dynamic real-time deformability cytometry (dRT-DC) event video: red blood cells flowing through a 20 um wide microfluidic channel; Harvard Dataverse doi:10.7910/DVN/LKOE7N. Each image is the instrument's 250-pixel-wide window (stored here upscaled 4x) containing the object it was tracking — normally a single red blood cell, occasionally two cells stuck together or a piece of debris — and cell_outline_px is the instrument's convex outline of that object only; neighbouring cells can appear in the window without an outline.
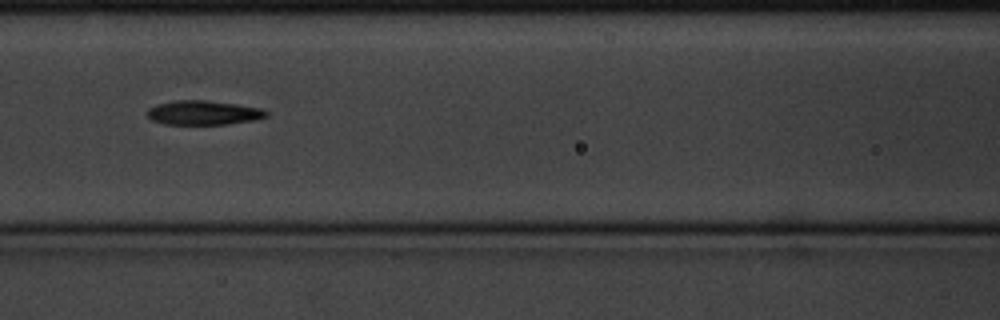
{"species": "common noctule bat (a hibernating species)", "species_latin": "Nyctalus noctula", "temperature_condition": "cold", "stored_images_in_passage": 14, "segment_of_instrument_passage": [1, 2], "camera_frame_rate_fps": 3000, "um_per_image_px": 0.085, "animal": {"sex": "male", "body_mass_g": 20.1, "forearm_length_mm": 53.5}, "frame": {"image": 1, "passage_image": 5, "time_ms": 1.333, "image_size_px": [1000, 320], "cell_outline_px": [[268, 116], [256, 120], [228, 124], [164, 124], [152, 120], [148, 116], [148, 108], [160, 104], [176, 100], [204, 100], [236, 104], [260, 108], [268, 112]], "centroid_in_image_um": [17.32, 9.59], "position_along_channel_um": 149.3, "area_um2": 16.7}}
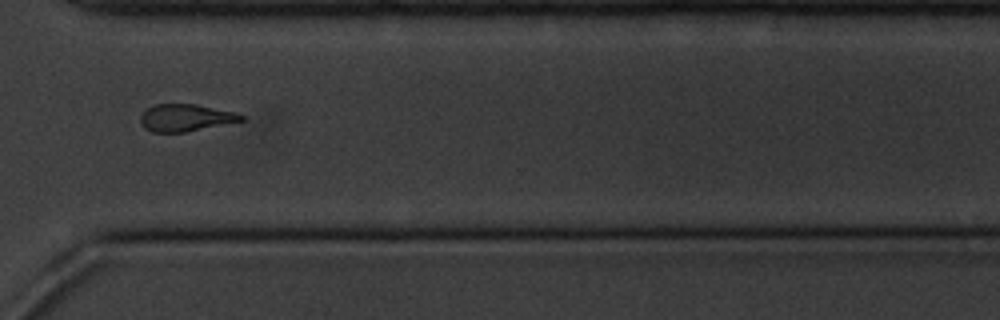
{"frame": {"image": 2, "passage_image": 10, "time_ms": 3.0, "image_size_px": [1000, 320], "cell_outline_px": [[244, 120], [184, 132], [152, 132], [144, 128], [140, 120], [140, 116], [148, 108], [156, 104], [196, 104], [236, 112], [244, 116]], "centroid_in_image_um": [15.77, 10.0], "position_along_channel_um": 354.8, "area_um2": 15.78}}
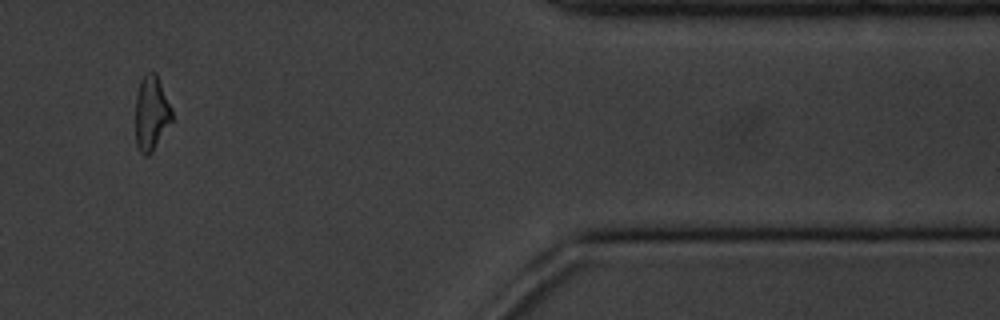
{"frame": {"image": 3, "passage_image": 12, "time_ms": 3.667, "image_size_px": [1000, 320], "cell_outline_px": [[172, 120], [152, 152], [148, 156], [144, 156], [140, 152], [136, 144], [136, 96], [140, 80], [148, 72], [156, 72], [172, 108]], "centroid_in_image_um": [12.86, 9.62], "position_along_channel_um": 398.5, "area_um2": 15.84}}